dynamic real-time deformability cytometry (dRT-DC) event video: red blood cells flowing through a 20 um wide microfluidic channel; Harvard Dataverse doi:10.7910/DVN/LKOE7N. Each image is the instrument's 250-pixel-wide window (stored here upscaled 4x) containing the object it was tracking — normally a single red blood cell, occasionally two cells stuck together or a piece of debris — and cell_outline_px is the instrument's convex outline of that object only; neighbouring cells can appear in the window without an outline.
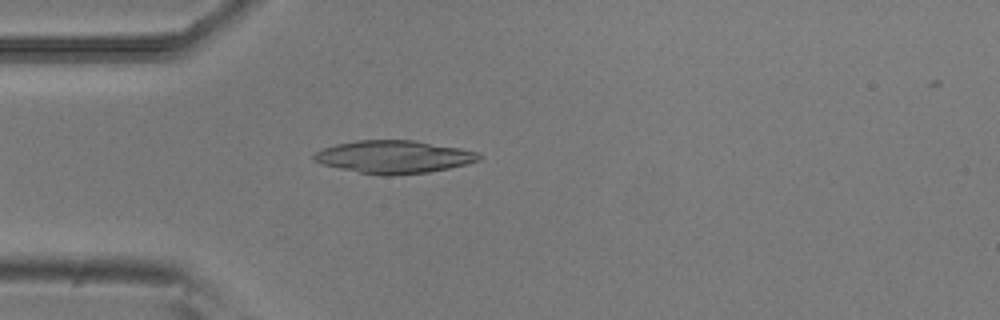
{"species": "common noctule bat (a hibernating species)", "species_latin": "Nyctalus noctula", "temperature_condition": "room temperature", "stored_images_in_passage": 21, "camera_frame_rate_fps": 3000, "um_per_image_px": 0.085, "animal": {"sex": "male", "body_mass_g": 20.5, "forearm_length_mm": 52.5}, "frame": {"image": 1, "passage_image": 5, "time_ms": 1.333, "image_size_px": [1000, 320], "cell_outline_px": [[480, 160], [468, 164], [428, 172], [388, 176], [380, 176], [340, 168], [324, 164], [312, 160], [312, 156], [316, 152], [324, 148], [336, 144], [356, 140], [416, 140], [460, 148], [480, 152]], "centroid_in_image_um": [33.5, 13.33], "position_along_channel_um": 51.5, "area_um2": 31.56}}
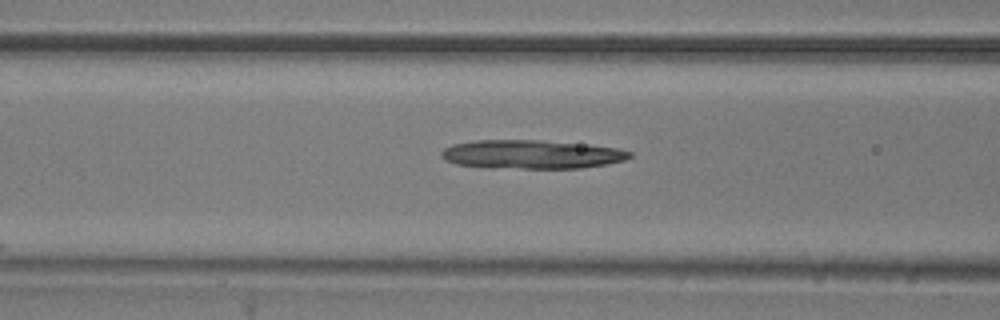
{"frame": {"image": 2, "passage_image": 11, "time_ms": 3.333, "image_size_px": [1000, 320], "cell_outline_px": [[632, 156], [624, 160], [608, 164], [580, 168], [488, 168], [456, 164], [444, 160], [440, 156], [440, 152], [444, 148], [452, 144], [476, 140], [540, 140], [588, 144], [620, 148], [632, 152]], "centroid_in_image_um": [45.17, 13.12], "position_along_channel_um": 121.4, "area_um2": 31.96}}
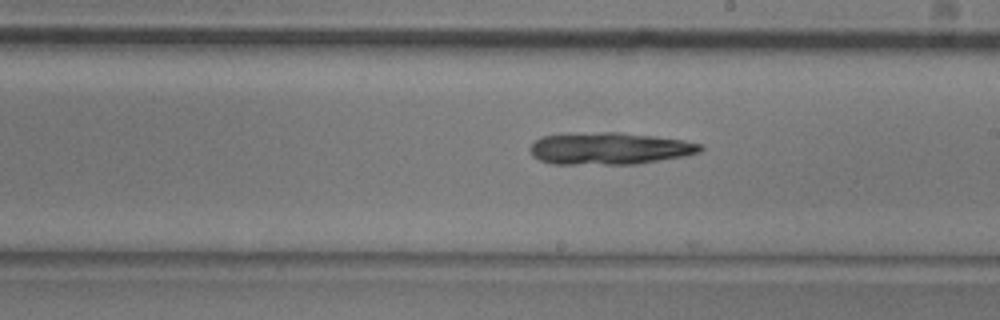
{"frame": {"image": 3, "passage_image": 20, "time_ms": 6.333, "image_size_px": [1000, 320], "cell_outline_px": [[704, 148], [700, 152], [684, 156], [636, 164], [552, 164], [540, 160], [532, 156], [528, 148], [540, 136], [604, 132], [620, 132], [684, 140], [700, 144]], "centroid_in_image_um": [51.79, 12.63], "position_along_channel_um": 237.2, "area_um2": 31.67}}